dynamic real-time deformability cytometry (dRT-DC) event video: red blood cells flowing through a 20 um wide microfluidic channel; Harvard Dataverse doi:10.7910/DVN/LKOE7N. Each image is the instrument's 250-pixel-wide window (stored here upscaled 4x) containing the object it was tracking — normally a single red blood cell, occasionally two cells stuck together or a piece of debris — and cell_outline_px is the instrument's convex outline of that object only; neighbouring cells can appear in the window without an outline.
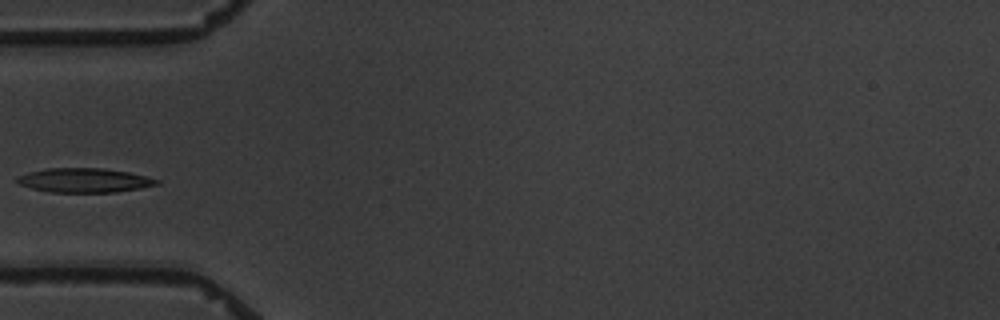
{"species": "common noctule bat (a hibernating species)", "species_latin": "Nyctalus noctula", "temperature_condition": "warm", "stored_images_in_passage": 4, "camera_frame_rate_fps": 3000, "um_per_image_px": 0.085, "animal": {"sex": "male", "body_mass_g": 19.5, "forearm_length_mm": 54.6}, "frame": {"image": 1, "passage_image": 4, "time_ms": 3.333, "image_size_px": [1000, 320], "cell_outline_px": [[160, 184], [140, 188], [116, 192], [48, 192], [32, 188], [20, 184], [16, 180], [16, 176], [28, 172], [44, 168], [104, 168], [128, 172], [160, 180]], "centroid_in_image_um": [7.15, 15.32], "position_along_channel_um": 77.9, "area_um2": 19.77}}